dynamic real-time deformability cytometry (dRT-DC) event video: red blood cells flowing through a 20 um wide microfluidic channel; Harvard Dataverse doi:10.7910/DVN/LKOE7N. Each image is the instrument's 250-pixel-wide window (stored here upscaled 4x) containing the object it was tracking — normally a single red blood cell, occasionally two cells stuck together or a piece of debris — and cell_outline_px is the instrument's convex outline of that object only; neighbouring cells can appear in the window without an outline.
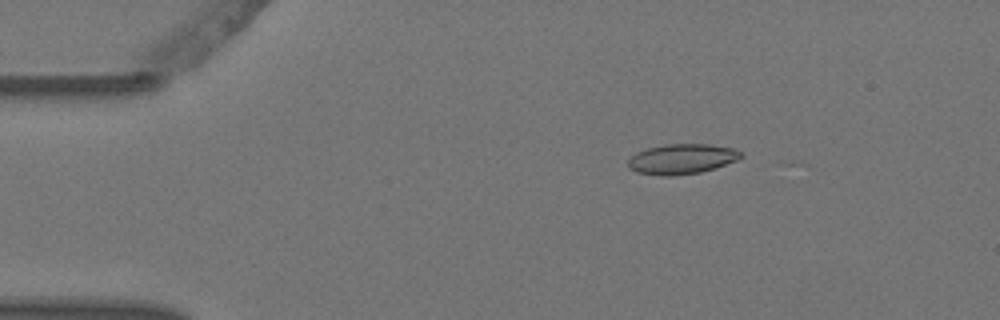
{"species": "Egyptian fruit bat (a non-hibernating species)", "species_latin": "Rousettus aegyptiacus", "temperature_condition": "warm", "stored_images_in_passage": 7, "camera_frame_rate_fps": 3000, "um_per_image_px": 0.085, "animal": {"sex": "female"}, "frame": {"image": 1, "passage_image": 3, "time_ms": 0.667, "image_size_px": [1000, 320], "cell_outline_px": [[744, 156], [736, 160], [716, 168], [700, 172], [672, 176], [660, 176], [636, 172], [628, 168], [628, 160], [636, 152], [648, 148], [664, 144], [708, 144], [736, 148]], "centroid_in_image_um": [57.95, 13.51], "position_along_channel_um": 27.1, "area_um2": 19.94}}
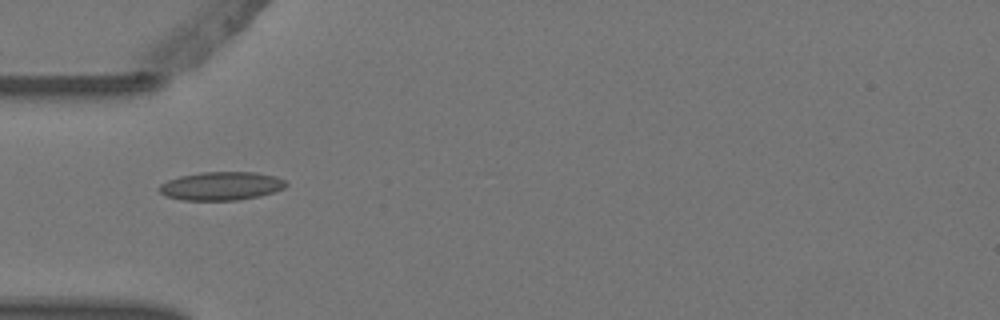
{"frame": {"image": 2, "passage_image": 5, "time_ms": 1.333, "image_size_px": [1000, 320], "cell_outline_px": [[288, 184], [284, 188], [260, 196], [240, 200], [184, 200], [164, 196], [156, 188], [160, 184], [168, 180], [180, 176], [200, 172], [256, 172], [276, 176], [284, 180]], "centroid_in_image_um": [18.79, 15.81], "position_along_channel_um": 66.2, "area_um2": 21.15}}
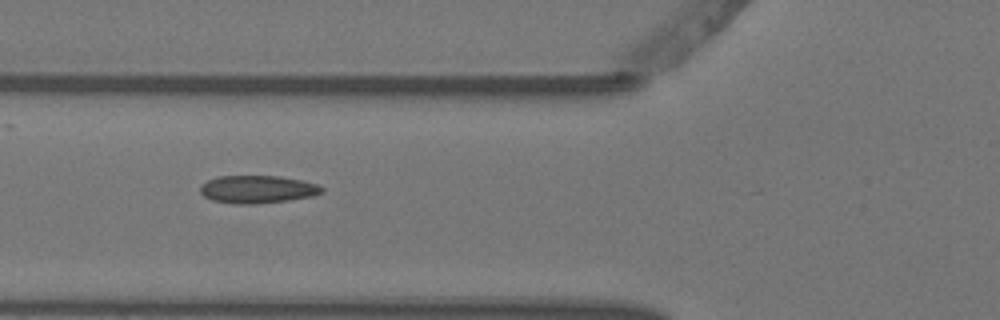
{"frame": {"image": 3, "passage_image": 6, "time_ms": 1.667, "image_size_px": [1000, 320], "cell_outline_px": [[324, 192], [312, 196], [288, 200], [252, 204], [236, 204], [212, 200], [204, 196], [200, 192], [200, 184], [216, 176], [280, 176], [300, 180], [316, 184], [324, 188]], "centroid_in_image_um": [21.86, 16.09], "position_along_channel_um": 103.9, "area_um2": 19.65}}